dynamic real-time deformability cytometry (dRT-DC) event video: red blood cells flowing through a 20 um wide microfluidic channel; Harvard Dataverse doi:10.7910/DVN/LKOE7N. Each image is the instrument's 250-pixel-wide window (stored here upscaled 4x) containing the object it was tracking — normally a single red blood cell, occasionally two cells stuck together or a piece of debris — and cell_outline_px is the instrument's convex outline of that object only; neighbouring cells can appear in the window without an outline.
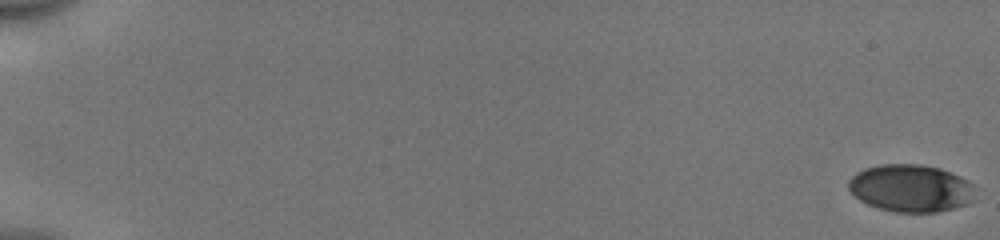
{"species": "human", "species_latin": "Homo sapiens", "temperature_condition": "cold", "stored_images_in_passage": 54, "camera_frame_rate_fps": 3000, "um_per_image_px": 0.085, "donor": {"sex": "male"}, "frame": {"image": 1, "passage_image": 1, "time_ms": 0.0, "image_size_px": [1000, 240], "cell_outline_px": [[972, 200], [968, 204], [936, 212], [896, 212], [880, 208], [868, 204], [860, 200], [848, 188], [848, 180], [856, 172], [864, 168], [880, 164], [920, 164], [940, 168], [960, 176], [968, 180], [972, 184]], "centroid_in_image_um": [77.39, 15.98], "position_along_channel_um": 7.6, "area_um2": 34.85}}
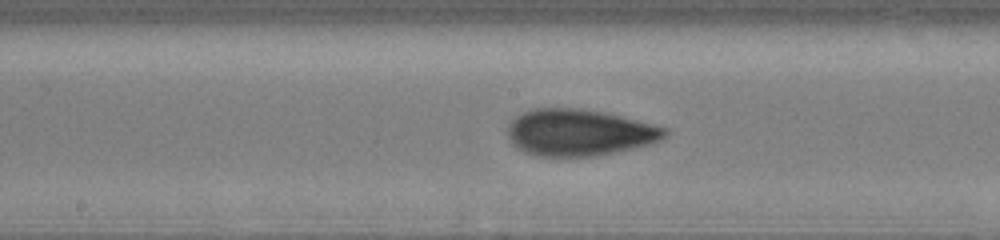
{"frame": {"image": 2, "passage_image": 31, "time_ms": 10.0, "image_size_px": [1000, 240], "cell_outline_px": [[668, 136], [652, 144], [596, 156], [536, 156], [524, 152], [512, 144], [508, 136], [508, 124], [516, 116], [532, 108], [580, 108], [604, 112], [668, 128]], "centroid_in_image_um": [49.24, 11.26], "position_along_channel_um": 199.0, "area_um2": 42.83}}
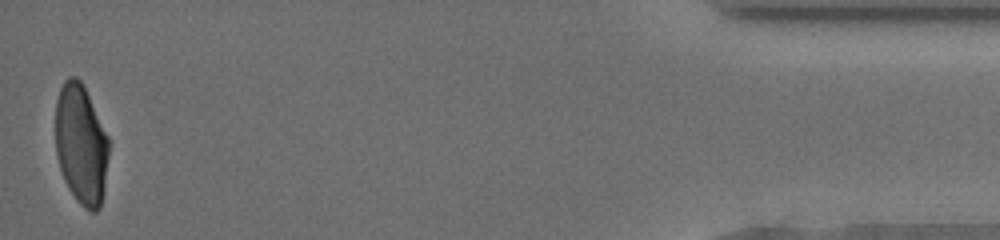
{"frame": {"image": 3, "passage_image": 54, "time_ms": 17.667, "image_size_px": [1000, 240], "cell_outline_px": [[108, 156], [104, 188], [100, 208], [96, 212], [92, 212], [84, 208], [76, 200], [68, 188], [64, 180], [60, 168], [56, 152], [56, 100], [60, 88], [64, 80], [68, 76], [76, 76], [80, 80], [108, 136]], "centroid_in_image_um": [6.88, 12.29], "position_along_channel_um": 428.3, "area_um2": 37.11}, "authors_computed_cell_mechanics": {"area_um2": 39.3329, "velocity_mm_per_s": 3.9694, "shape_relaxation_time_tau1_ms": 4.3365, "shape_relaxation_time_tau2_ms": 1.1723, "deformation_change_tau1": 0.1571, "deformation_change_tau2": 0.073}}